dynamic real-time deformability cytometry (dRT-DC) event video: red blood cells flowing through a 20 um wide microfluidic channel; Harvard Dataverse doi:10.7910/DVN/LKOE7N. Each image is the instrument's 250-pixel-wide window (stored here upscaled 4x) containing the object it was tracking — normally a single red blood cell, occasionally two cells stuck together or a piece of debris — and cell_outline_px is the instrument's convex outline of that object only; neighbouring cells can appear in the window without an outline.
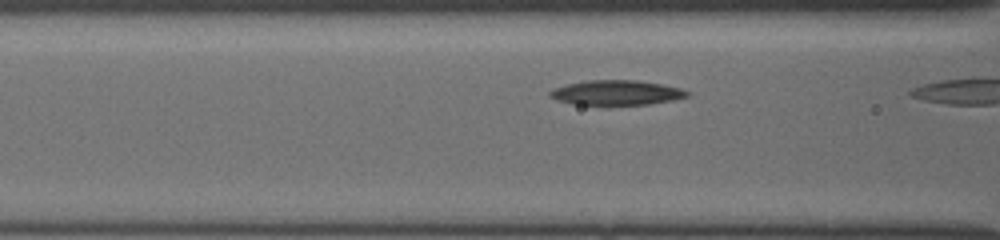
{"species": "common noctule bat (a hibernating species)", "species_latin": "Nyctalus noctula", "temperature_condition": "cold", "stored_images_in_passage": 8, "camera_frame_rate_fps": 3000, "um_per_image_px": 0.085, "animal": {"sex": "female", "body_mass_g": 19.5, "forearm_length_mm": 54.1}, "frame": {"image": 1, "passage_image": 6, "time_ms": 1.0, "image_size_px": [1000, 240], "cell_outline_px": [[688, 96], [672, 100], [648, 104], [576, 104], [560, 100], [548, 96], [548, 92], [552, 88], [568, 84], [588, 80], [636, 80], [660, 84], [680, 88], [688, 92]], "centroid_in_image_um": [52.37, 7.86], "position_along_channel_um": 114.2, "area_um2": 19.42}}